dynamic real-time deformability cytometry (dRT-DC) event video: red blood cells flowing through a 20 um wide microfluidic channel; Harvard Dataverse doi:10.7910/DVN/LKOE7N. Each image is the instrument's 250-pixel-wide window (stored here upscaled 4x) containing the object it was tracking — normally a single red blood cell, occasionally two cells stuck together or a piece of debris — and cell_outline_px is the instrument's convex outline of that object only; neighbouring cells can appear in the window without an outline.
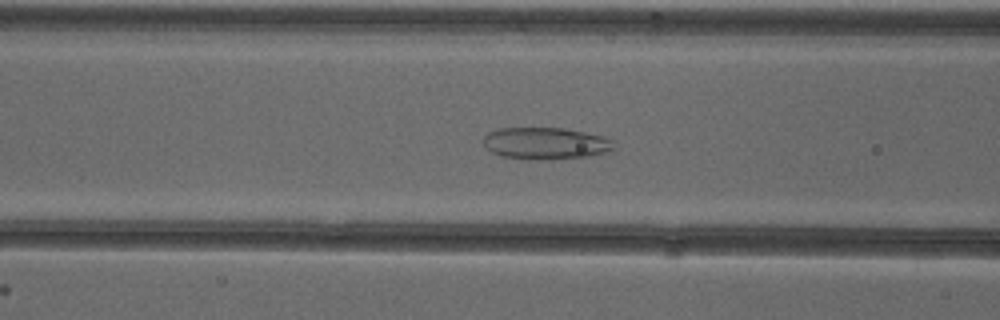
{"species": "common noctule bat (a hibernating species)", "species_latin": "Nyctalus noctula", "temperature_condition": "cold", "stored_images_in_passage": 54, "camera_frame_rate_fps": 3000, "um_per_image_px": 0.085, "animal": {"sex": "female"}, "frame": {"image": 1, "passage_image": 22, "time_ms": 7.0, "image_size_px": [1000, 320], "cell_outline_px": [[616, 148], [604, 152], [588, 156], [500, 156], [492, 152], [484, 144], [484, 136], [488, 132], [500, 128], [564, 128], [604, 136], [612, 140]], "centroid_in_image_um": [46.39, 12.11], "position_along_channel_um": 120.2, "area_um2": 22.83}}
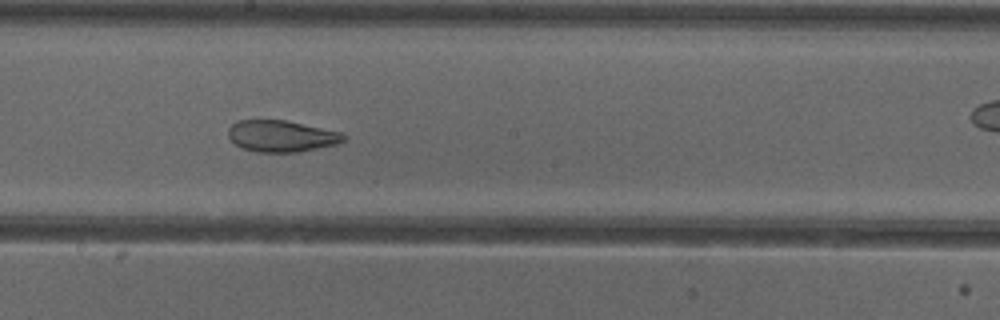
{"frame": {"image": 2, "passage_image": 30, "time_ms": 9.667, "image_size_px": [1000, 320], "cell_outline_px": [[348, 140], [336, 144], [296, 152], [256, 152], [244, 148], [236, 144], [228, 136], [228, 128], [236, 120], [284, 120], [340, 132], [348, 136]], "centroid_in_image_um": [23.92, 11.56], "position_along_channel_um": 224.3, "area_um2": 21.04}}
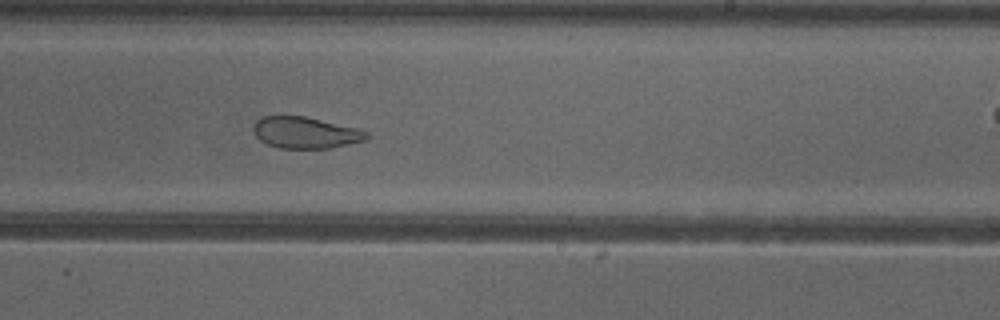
{"frame": {"image": 3, "passage_image": 33, "time_ms": 10.667, "image_size_px": [1000, 320], "cell_outline_px": [[372, 136], [368, 140], [332, 148], [280, 148], [268, 144], [260, 140], [256, 136], [252, 128], [256, 120], [264, 116], [304, 116], [356, 128], [368, 132]], "centroid_in_image_um": [26.0, 11.28], "position_along_channel_um": 263.0, "area_um2": 20.81}, "authors_computed_cell_mechanics": {"area_um2": 28.5821, "velocity_mm_per_s": 3.8925, "shape_relaxation_time_tau1_ms": null, "shape_relaxation_time_tau2_ms": 1.4154, "deformation_change_tau1": null, "deformation_change_tau2": 0.085}}